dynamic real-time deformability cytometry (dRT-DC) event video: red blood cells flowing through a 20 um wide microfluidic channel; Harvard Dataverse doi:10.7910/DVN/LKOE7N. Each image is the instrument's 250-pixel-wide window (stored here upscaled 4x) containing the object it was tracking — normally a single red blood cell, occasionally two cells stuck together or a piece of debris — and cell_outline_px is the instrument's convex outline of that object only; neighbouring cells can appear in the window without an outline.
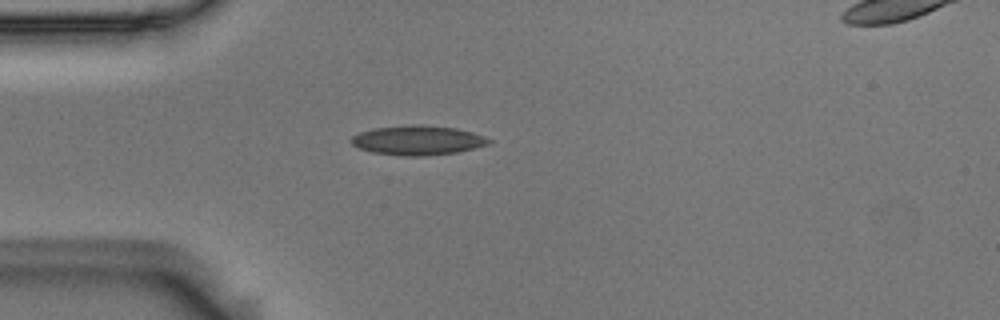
{"species": "Egyptian fruit bat (a non-hibernating species)", "species_latin": "Rousettus aegyptiacus", "temperature_condition": "room temperature", "stored_images_in_passage": 38, "camera_frame_rate_fps": 3000, "um_per_image_px": 0.085, "animal": {"sex": "male"}, "frame": {"image": 1, "passage_image": 2, "time_ms": 0.333, "image_size_px": [1000, 320], "cell_outline_px": [[492, 140], [488, 144], [456, 152], [420, 156], [408, 156], [372, 152], [360, 148], [352, 144], [348, 140], [352, 136], [360, 132], [372, 128], [412, 124], [456, 128], [472, 132], [484, 136]], "centroid_in_image_um": [35.46, 11.91], "position_along_channel_um": 49.5, "area_um2": 23.41}}
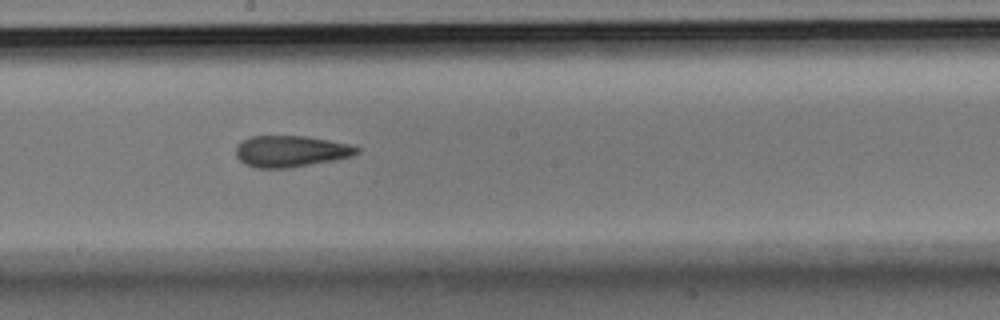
{"frame": {"image": 2, "passage_image": 17, "time_ms": 5.333, "image_size_px": [1000, 320], "cell_outline_px": [[360, 152], [352, 156], [332, 160], [288, 168], [256, 168], [244, 164], [236, 156], [236, 148], [240, 140], [252, 136], [304, 136], [328, 140], [348, 144], [360, 148]], "centroid_in_image_um": [24.68, 12.85], "position_along_channel_um": 223.5, "area_um2": 22.02}}
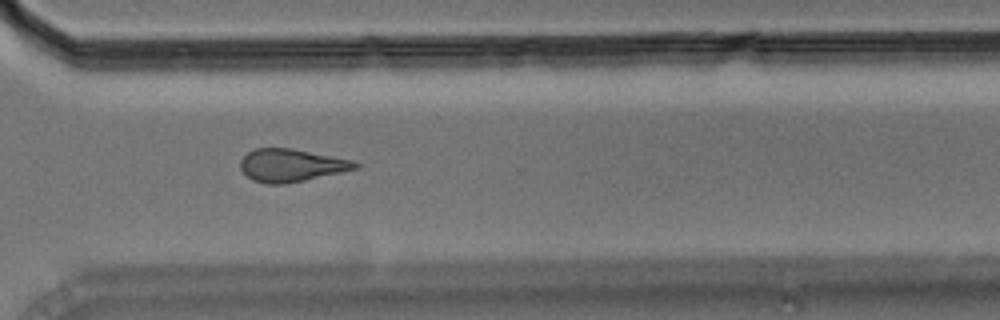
{"frame": {"image": 3, "passage_image": 27, "time_ms": 8.667, "image_size_px": [1000, 320], "cell_outline_px": [[360, 164], [356, 168], [340, 172], [304, 180], [284, 184], [268, 184], [252, 180], [240, 168], [240, 160], [252, 148], [292, 148], [352, 160]], "centroid_in_image_um": [24.71, 14.04], "position_along_channel_um": 345.9, "area_um2": 21.68}, "authors_computed_cell_mechanics": {"area_um2": 22.3975, "velocity_mm_per_s": 3.688, "shape_relaxation_time_tau1_ms": 10.8775, "shape_relaxation_time_tau2_ms": 5.4506, "deformation_change_tau1": 0.216, "deformation_change_tau2": 0.1461}}